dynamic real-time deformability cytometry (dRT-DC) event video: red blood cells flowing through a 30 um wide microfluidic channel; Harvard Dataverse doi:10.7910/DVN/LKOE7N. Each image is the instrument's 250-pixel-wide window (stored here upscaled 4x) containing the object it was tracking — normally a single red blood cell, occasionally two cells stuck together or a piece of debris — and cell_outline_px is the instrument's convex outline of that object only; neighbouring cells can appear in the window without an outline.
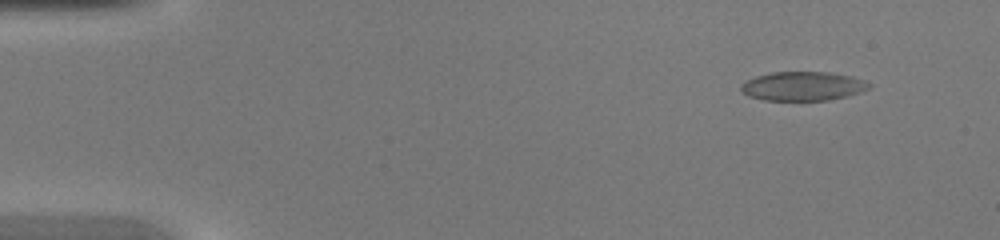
{"species": "common noctule bat (a hibernating species)", "species_latin": "Nyctalus noctula", "temperature_condition": "warm", "stored_images_in_passage": 45, "camera_frame_rate_fps": 3000, "um_per_image_px": 0.085, "animal": {"sex": "female", "body_mass_g": 20.0, "forearm_length_mm": 54.0}, "frame": {"image": 1, "passage_image": 4, "time_ms": 1.0, "image_size_px": [1000, 240], "cell_outline_px": [[872, 88], [848, 96], [828, 100], [764, 100], [748, 96], [740, 88], [740, 84], [756, 76], [772, 72], [828, 72], [852, 76], [864, 80], [872, 84]], "centroid_in_image_um": [68.28, 7.32], "position_along_channel_um": 16.7, "area_um2": 21.73}}
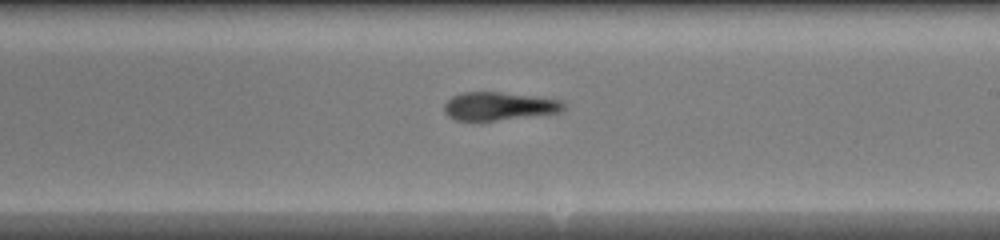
{"frame": {"image": 2, "passage_image": 27, "time_ms": 8.667, "image_size_px": [1000, 240], "cell_outline_px": [[564, 108], [560, 112], [496, 120], [456, 120], [448, 116], [444, 112], [444, 104], [452, 96], [464, 92], [500, 92], [532, 96], [560, 100], [564, 104]], "centroid_in_image_um": [42.36, 9.02], "position_along_channel_um": 246.6, "area_um2": 19.25}}
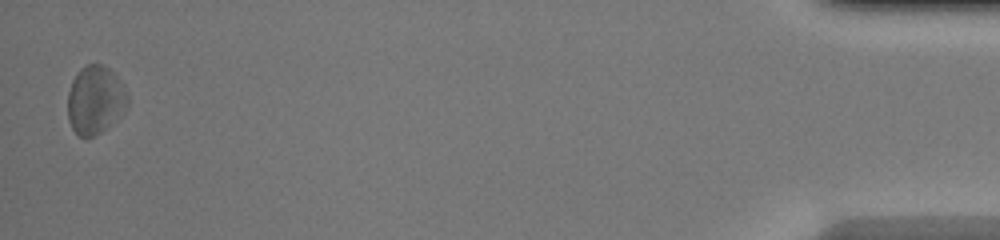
{"frame": {"image": 3, "passage_image": 45, "time_ms": 14.667, "image_size_px": [1000, 240], "cell_outline_px": [[128, 104], [120, 116], [116, 120], [100, 132], [92, 136], [80, 136], [72, 128], [68, 120], [68, 92], [72, 80], [76, 72], [80, 68], [88, 64], [104, 64], [120, 80], [128, 96]], "centroid_in_image_um": [8.08, 8.47], "position_along_channel_um": 427.1, "area_um2": 23.76}}